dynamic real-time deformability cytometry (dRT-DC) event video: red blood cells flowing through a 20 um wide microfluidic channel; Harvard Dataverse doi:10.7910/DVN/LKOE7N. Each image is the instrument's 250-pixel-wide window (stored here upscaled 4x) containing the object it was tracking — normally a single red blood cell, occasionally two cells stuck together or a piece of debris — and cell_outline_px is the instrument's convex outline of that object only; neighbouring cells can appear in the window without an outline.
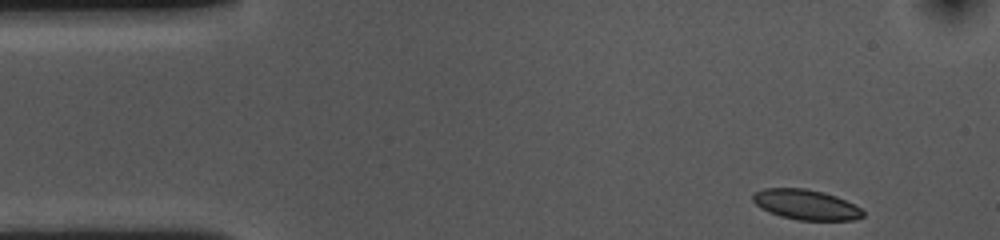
{"species": "common noctule bat (a hibernating species)", "species_latin": "Nyctalus noctula", "temperature_condition": "cold", "stored_images_in_passage": 51, "camera_frame_rate_fps": 3000, "um_per_image_px": 0.085, "animal": {"sex": "female", "body_mass_g": 10.0, "forearm_length_mm": 53.1}, "frame": {"image": 1, "passage_image": 1, "time_ms": 0.0, "image_size_px": [1000, 240], "cell_outline_px": [[864, 216], [852, 220], [800, 220], [780, 216], [760, 208], [752, 200], [752, 196], [756, 192], [764, 188], [804, 188], [824, 192], [836, 196], [860, 208], [864, 212]], "centroid_in_image_um": [68.49, 17.39], "position_along_channel_um": 16.5, "area_um2": 19.19}}
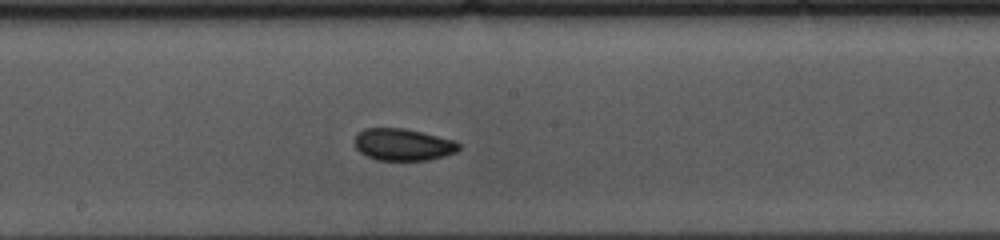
{"frame": {"image": 2, "passage_image": 24, "time_ms": 7.667, "image_size_px": [1000, 240], "cell_outline_px": [[460, 148], [456, 152], [444, 156], [428, 160], [376, 160], [360, 152], [356, 148], [356, 132], [364, 128], [404, 128], [456, 140], [460, 144]], "centroid_in_image_um": [34.27, 12.28], "position_along_channel_um": 213.9, "area_um2": 19.48}}
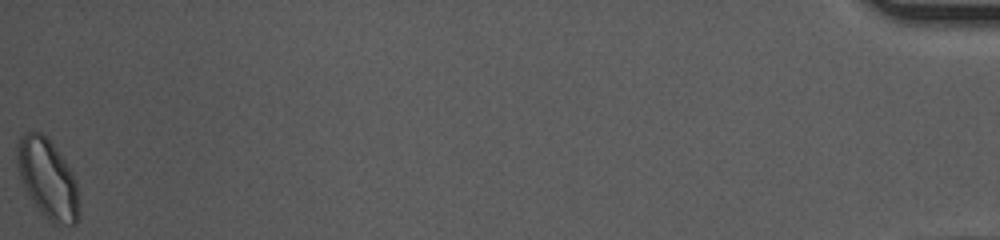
{"frame": {"image": 3, "passage_image": 51, "time_ms": 16.667, "image_size_px": [1000, 240], "cell_outline_px": [[80, 216], [76, 224], [52, 224], [40, 212], [24, 188], [20, 180], [16, 164], [16, 144], [20, 136], [28, 132], [40, 132], [48, 136], [72, 172], [76, 180], [80, 212]], "centroid_in_image_um": [4.04, 15.19], "position_along_channel_um": 431.2, "area_um2": 29.07}, "authors_computed_cell_mechanics": {"area_um2": 19.652, "velocity_mm_per_s": 3.5854, "shape_relaxation_time_tau1_ms": 6.9595, "shape_relaxation_time_tau2_ms": 4.6086, "deformation_change_tau1": 0.1228, "deformation_change_tau2": 0.0692}}